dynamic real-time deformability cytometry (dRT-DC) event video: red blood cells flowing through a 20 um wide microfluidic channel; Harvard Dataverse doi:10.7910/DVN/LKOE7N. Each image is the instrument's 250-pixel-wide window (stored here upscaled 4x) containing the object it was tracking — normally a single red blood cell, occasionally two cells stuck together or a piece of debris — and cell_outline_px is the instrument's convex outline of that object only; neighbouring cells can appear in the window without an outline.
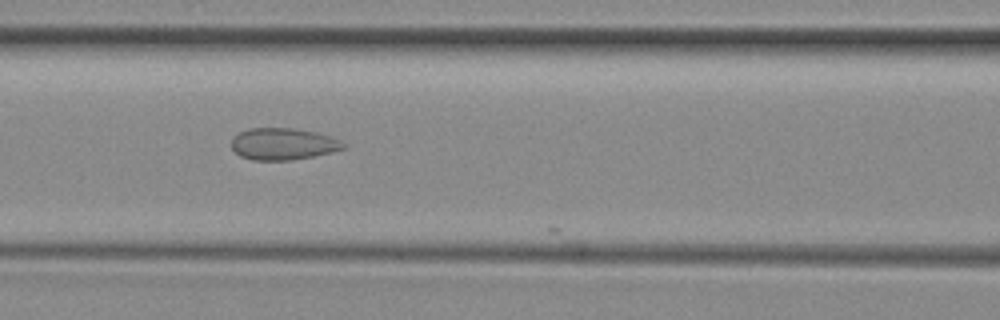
{"species": "common noctule bat (a hibernating species)", "species_latin": "Nyctalus noctula", "temperature_condition": "room temperature", "stored_images_in_passage": 9, "camera_frame_rate_fps": 3000, "um_per_image_px": 0.085, "animal": {"sex": "female", "body_mass_g": 29.2, "forearm_length_mm": 56.3}, "frame": {"image": 1, "passage_image": 8, "time_ms": 2.333, "image_size_px": [1000, 320], "cell_outline_px": [[348, 148], [332, 152], [292, 160], [252, 160], [240, 156], [232, 148], [232, 136], [248, 128], [292, 128], [316, 132], [332, 136], [340, 140]], "centroid_in_image_um": [24.07, 12.23], "position_along_channel_um": 142.5, "area_um2": 20.87}}